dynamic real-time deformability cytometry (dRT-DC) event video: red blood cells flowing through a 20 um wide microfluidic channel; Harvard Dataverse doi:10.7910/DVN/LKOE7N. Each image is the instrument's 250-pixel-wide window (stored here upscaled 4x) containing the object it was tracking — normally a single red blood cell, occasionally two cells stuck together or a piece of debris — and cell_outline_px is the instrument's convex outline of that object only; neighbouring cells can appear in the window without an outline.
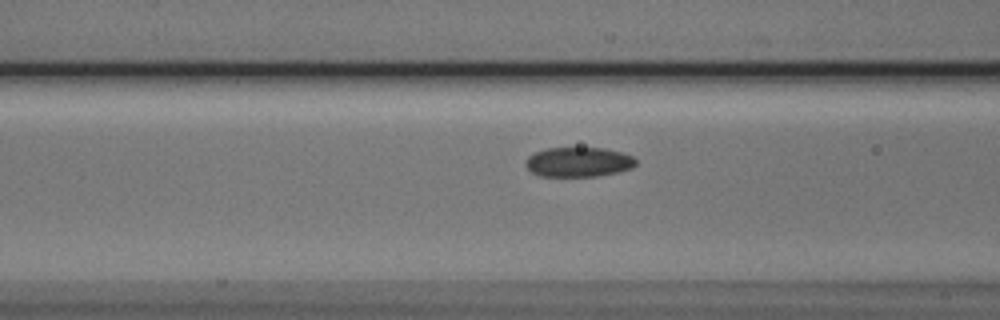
{"species": "Egyptian fruit bat (a non-hibernating species)", "species_latin": "Rousettus aegyptiacus", "temperature_condition": "cold", "stored_images_in_passage": 35, "camera_frame_rate_fps": 3000, "um_per_image_px": 0.085, "animal": {"sex": "male"}, "frame": {"image": 1, "passage_image": 9, "time_ms": 2.667, "image_size_px": [1000, 320], "cell_outline_px": [[636, 164], [632, 168], [616, 172], [596, 176], [540, 176], [532, 172], [524, 164], [524, 160], [528, 156], [536, 152], [548, 148], [604, 148], [624, 152], [632, 156], [636, 160]], "centroid_in_image_um": [49.17, 13.76], "position_along_channel_um": 117.4, "area_um2": 19.07}}
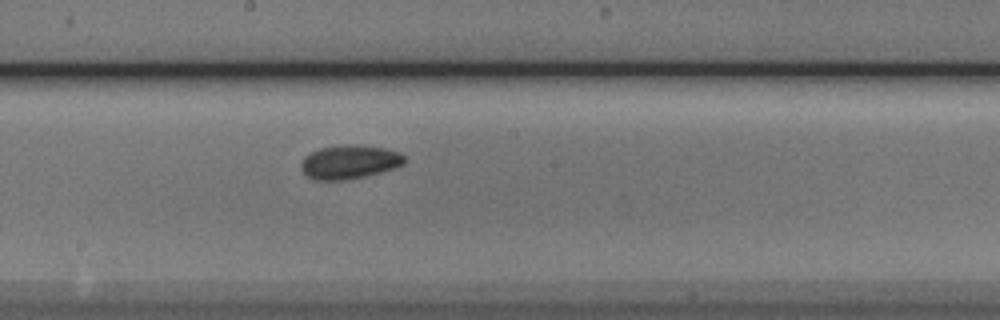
{"frame": {"image": 2, "passage_image": 17, "time_ms": 5.333, "image_size_px": [1000, 320], "cell_outline_px": [[408, 160], [404, 164], [380, 172], [364, 176], [340, 180], [316, 180], [308, 176], [300, 168], [300, 164], [304, 156], [320, 148], [344, 144], [356, 144], [384, 148], [400, 152]], "centroid_in_image_um": [29.71, 13.75], "position_along_channel_um": 218.5, "area_um2": 20.35}}
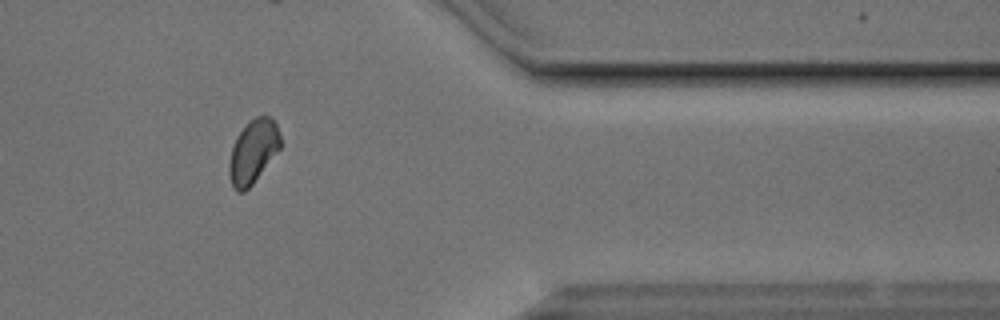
{"frame": {"image": 3, "passage_image": 32, "time_ms": 10.333, "image_size_px": [1000, 320], "cell_outline_px": [[280, 148], [252, 184], [244, 192], [236, 192], [232, 184], [228, 172], [228, 164], [232, 148], [236, 136], [248, 120], [256, 116], [268, 116], [276, 120], [280, 136]], "centroid_in_image_um": [21.5, 12.85], "position_along_channel_um": 389.9, "area_um2": 19.02}}